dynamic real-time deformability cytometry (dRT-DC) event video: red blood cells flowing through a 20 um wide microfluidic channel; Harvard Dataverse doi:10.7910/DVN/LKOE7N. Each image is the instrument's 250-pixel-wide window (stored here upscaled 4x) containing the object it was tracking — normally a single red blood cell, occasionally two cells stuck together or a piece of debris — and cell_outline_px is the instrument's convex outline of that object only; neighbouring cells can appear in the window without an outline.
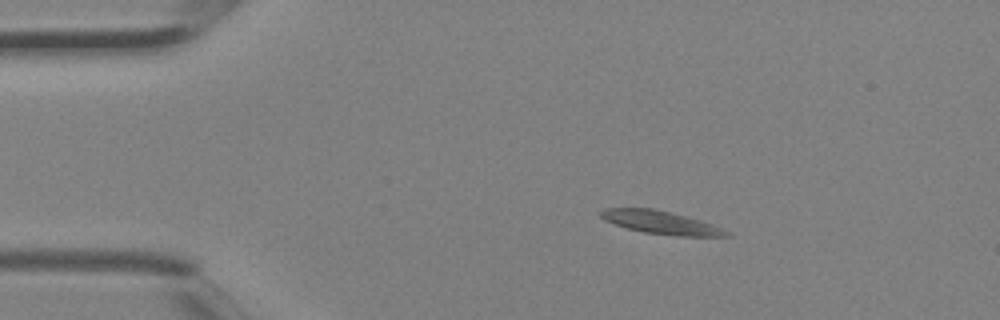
{"species": "Egyptian fruit bat (a non-hibernating species)", "species_latin": "Rousettus aegyptiacus", "temperature_condition": "room temperature", "stored_images_in_passage": 2, "camera_frame_rate_fps": 3000, "um_per_image_px": 0.085, "animal": {"sex": "female"}, "frame": {"image": 1, "passage_image": 1, "time_ms": 0.0, "image_size_px": [1000, 320], "cell_outline_px": [[732, 236], [676, 236], [644, 232], [628, 228], [604, 220], [600, 216], [600, 212], [604, 208], [652, 208], [700, 220], [712, 224], [732, 232]], "centroid_in_image_um": [56.21, 18.92], "position_along_channel_um": 28.8, "area_um2": 16.7}}